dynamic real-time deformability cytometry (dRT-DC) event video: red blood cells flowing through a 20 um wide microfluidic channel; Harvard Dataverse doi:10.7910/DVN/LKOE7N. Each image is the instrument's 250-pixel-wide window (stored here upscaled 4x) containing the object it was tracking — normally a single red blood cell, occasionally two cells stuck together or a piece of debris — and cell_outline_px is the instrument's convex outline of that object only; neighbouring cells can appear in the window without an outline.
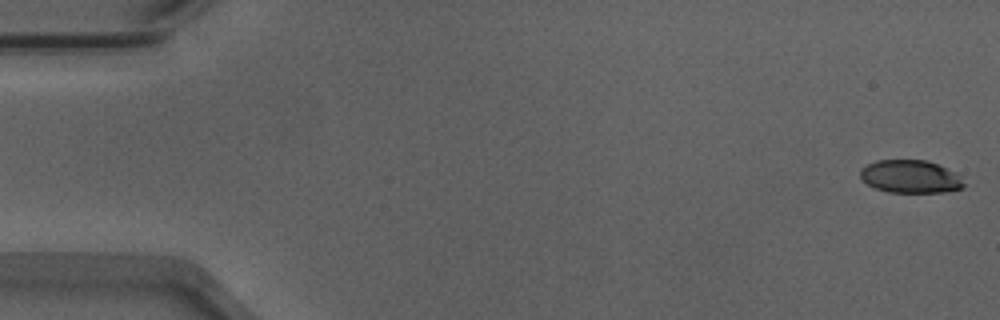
{"species": "Egyptian fruit bat (a non-hibernating species)", "species_latin": "Rousettus aegyptiacus", "temperature_condition": "warm", "stored_images_in_passage": 43, "camera_frame_rate_fps": 3000, "um_per_image_px": 0.085, "animal": {"sex": "male"}, "frame": {"image": 1, "passage_image": 1, "time_ms": 0.0, "image_size_px": [1000, 320], "cell_outline_px": [[964, 188], [944, 192], [888, 192], [876, 188], [868, 184], [860, 176], [860, 168], [876, 160], [928, 160], [960, 176], [964, 184]], "centroid_in_image_um": [77.36, 15.01], "position_along_channel_um": 7.6, "area_um2": 19.65}}
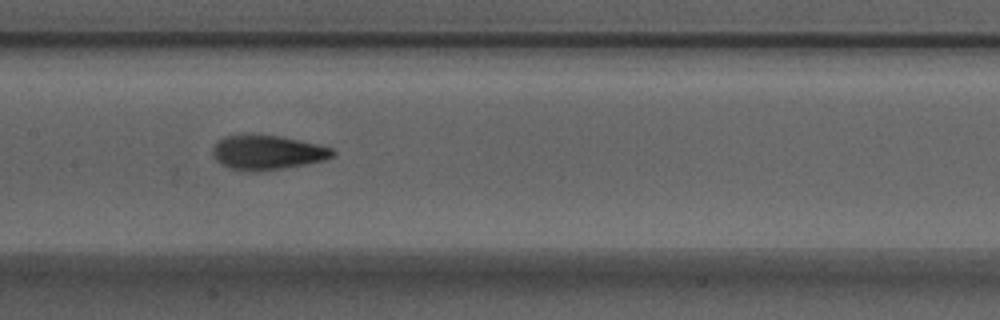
{"frame": {"image": 2, "passage_image": 26, "time_ms": 8.333, "image_size_px": [1000, 320], "cell_outline_px": [[336, 152], [332, 156], [320, 160], [304, 164], [256, 172], [248, 172], [228, 168], [220, 164], [212, 156], [212, 148], [224, 136], [252, 132], [280, 136], [320, 144], [332, 148]], "centroid_in_image_um": [22.65, 12.93], "position_along_channel_um": 184.7, "area_um2": 24.51}}
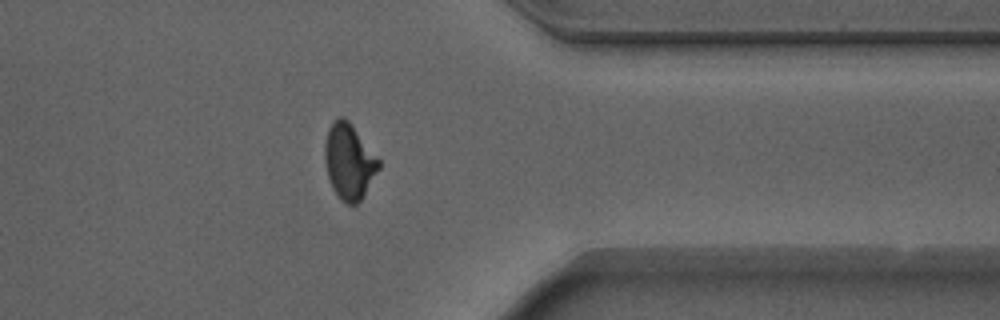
{"frame": {"image": 3, "passage_image": 42, "time_ms": 13.667, "image_size_px": [1000, 320], "cell_outline_px": [[380, 168], [360, 200], [356, 204], [348, 204], [340, 200], [332, 188], [328, 176], [324, 156], [324, 148], [328, 128], [340, 116], [344, 116], [348, 120], [380, 160]], "centroid_in_image_um": [29.67, 13.73], "position_along_channel_um": 381.7, "area_um2": 23.47}}